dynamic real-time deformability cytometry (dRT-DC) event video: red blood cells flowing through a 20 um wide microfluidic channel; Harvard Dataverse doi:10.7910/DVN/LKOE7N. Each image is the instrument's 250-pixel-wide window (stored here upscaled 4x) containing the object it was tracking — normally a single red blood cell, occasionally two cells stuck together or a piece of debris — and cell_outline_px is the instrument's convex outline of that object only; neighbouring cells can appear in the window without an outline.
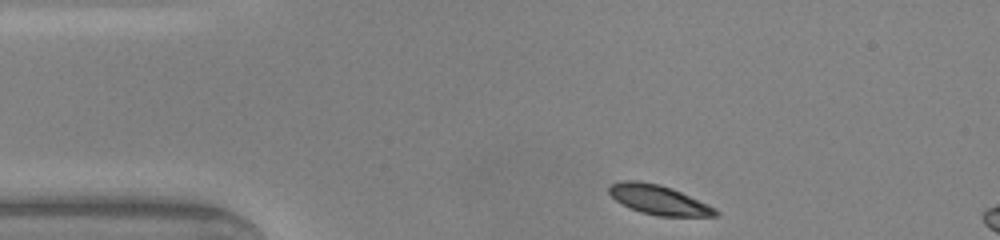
{"species": "common noctule bat (a hibernating species)", "species_latin": "Nyctalus noctula", "temperature_condition": "warm", "stored_images_in_passage": 6, "camera_frame_rate_fps": 3000, "um_per_image_px": 0.085, "animal": {"sex": "male", "body_mass_g": 20.0, "forearm_length_mm": 53.3}, "frame": {"image": 1, "passage_image": 1, "time_ms": 0.0, "image_size_px": [1000, 240], "cell_outline_px": [[720, 212], [716, 216], [660, 216], [640, 212], [616, 200], [608, 192], [608, 188], [612, 184], [624, 180], [636, 180], [660, 184], [672, 188], [708, 204], [716, 208]], "centroid_in_image_um": [56.02, 16.98], "position_along_channel_um": 29.0, "area_um2": 18.15}}